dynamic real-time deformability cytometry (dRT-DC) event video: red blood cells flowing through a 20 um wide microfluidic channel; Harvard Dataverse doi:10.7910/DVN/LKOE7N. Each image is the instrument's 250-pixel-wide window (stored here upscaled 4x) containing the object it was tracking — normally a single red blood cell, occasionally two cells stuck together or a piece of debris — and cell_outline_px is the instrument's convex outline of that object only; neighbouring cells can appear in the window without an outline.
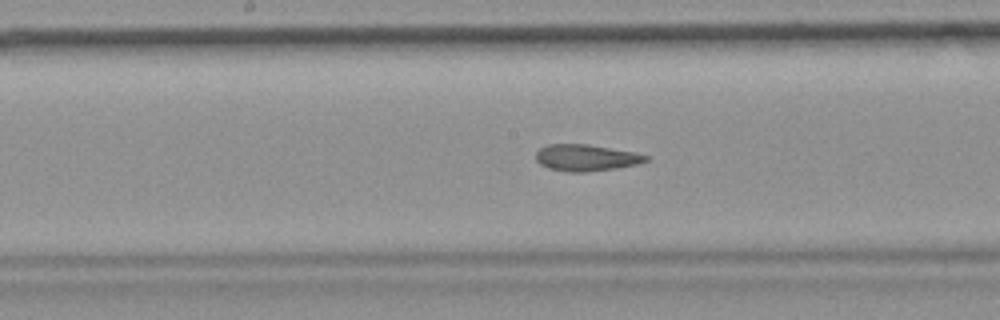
{"species": "common noctule bat (a hibernating species)", "species_latin": "Nyctalus noctula", "temperature_condition": "room temperature", "stored_images_in_passage": 47, "camera_frame_rate_fps": 3000, "um_per_image_px": 0.085, "animal": {"sex": "female", "body_mass_g": 19.9}, "frame": {"image": 1, "passage_image": 21, "time_ms": 6.667, "image_size_px": [1000, 320], "cell_outline_px": [[648, 160], [640, 164], [616, 168], [584, 172], [568, 172], [548, 168], [540, 164], [536, 160], [536, 152], [540, 148], [548, 144], [588, 144], [632, 152], [648, 156]], "centroid_in_image_um": [49.79, 13.41], "position_along_channel_um": 198.4, "area_um2": 16.94}}